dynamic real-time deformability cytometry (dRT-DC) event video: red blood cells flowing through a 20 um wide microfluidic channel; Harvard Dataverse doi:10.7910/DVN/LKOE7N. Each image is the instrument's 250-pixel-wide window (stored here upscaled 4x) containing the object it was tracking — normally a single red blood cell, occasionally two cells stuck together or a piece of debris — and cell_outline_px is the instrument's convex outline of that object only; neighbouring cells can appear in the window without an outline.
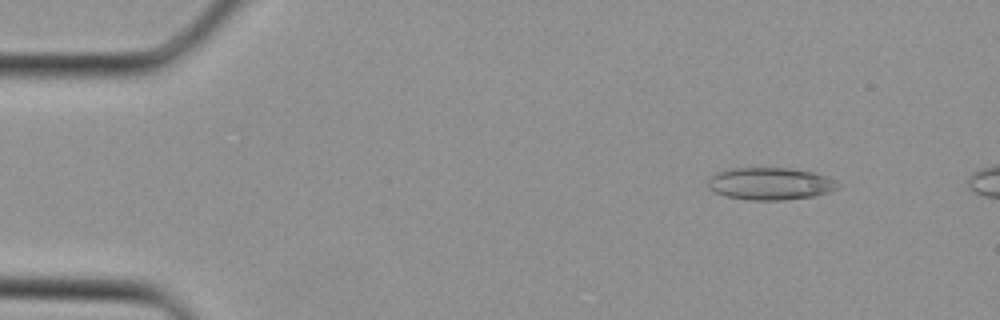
{"species": "Egyptian fruit bat (a non-hibernating species)", "species_latin": "Rousettus aegyptiacus", "temperature_condition": "cold", "stored_images_in_passage": 11, "camera_frame_rate_fps": 3000, "um_per_image_px": 0.085, "animal": {"sex": "female"}, "frame": {"image": 1, "passage_image": 4, "time_ms": 1.0, "image_size_px": [1000, 320], "cell_outline_px": [[840, 184], [836, 188], [828, 192], [812, 196], [784, 200], [748, 200], [724, 196], [708, 188], [708, 180], [716, 172], [724, 168], [792, 168], [812, 172], [824, 176]], "centroid_in_image_um": [65.4, 15.61], "position_along_channel_um": 19.6, "area_um2": 24.39}}